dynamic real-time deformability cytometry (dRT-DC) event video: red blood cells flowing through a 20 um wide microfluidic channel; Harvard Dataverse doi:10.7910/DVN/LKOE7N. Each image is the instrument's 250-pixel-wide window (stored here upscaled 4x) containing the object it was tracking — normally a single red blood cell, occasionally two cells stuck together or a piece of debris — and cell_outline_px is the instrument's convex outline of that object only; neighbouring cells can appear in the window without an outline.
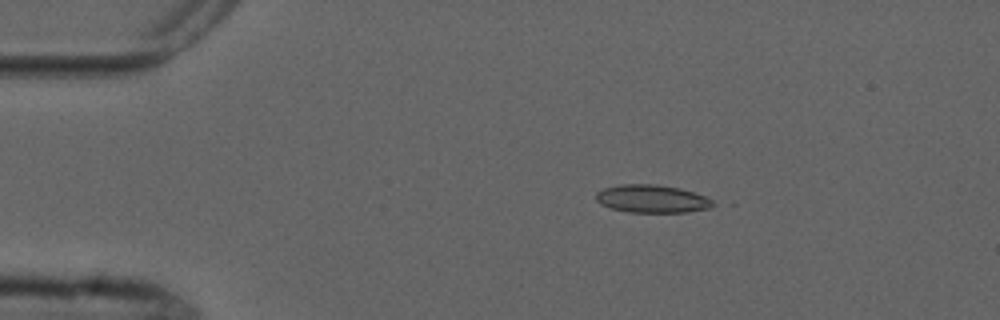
{"species": "common noctule bat (a hibernating species)", "species_latin": "Nyctalus noctula", "temperature_condition": "cold", "stored_images_in_passage": 6, "camera_frame_rate_fps": 3000, "um_per_image_px": 0.085, "animal": {"sex": "male", "forearm_length_mm": 52.5}, "frame": {"image": 1, "passage_image": 3, "time_ms": 3.0, "image_size_px": [1000, 320], "cell_outline_px": [[720, 204], [712, 208], [688, 212], [628, 212], [612, 208], [600, 204], [596, 200], [596, 192], [604, 188], [620, 184], [656, 184], [680, 188], [704, 196]], "centroid_in_image_um": [55.46, 16.9], "position_along_channel_um": 29.5, "area_um2": 19.19}}
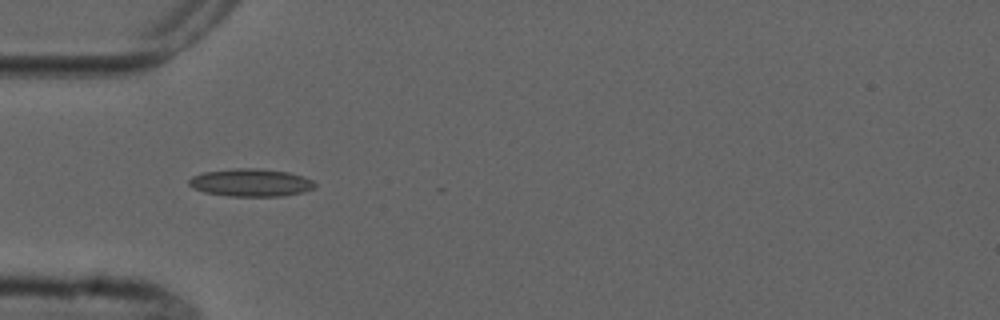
{"frame": {"image": 2, "passage_image": 5, "time_ms": 5.333, "image_size_px": [1000, 320], "cell_outline_px": [[316, 188], [304, 192], [280, 196], [228, 196], [204, 192], [192, 188], [188, 184], [188, 180], [192, 176], [204, 172], [236, 168], [256, 168], [288, 172], [312, 180], [316, 184]], "centroid_in_image_um": [21.3, 15.53], "position_along_channel_um": 63.7, "area_um2": 20.35}}
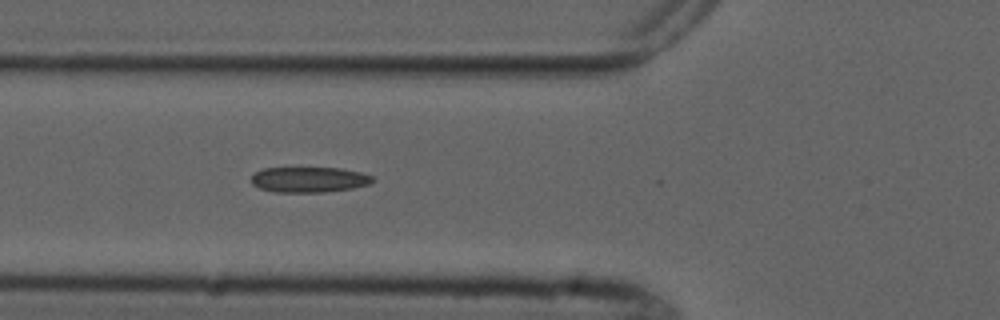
{"frame": {"image": 3, "passage_image": 6, "time_ms": 6.333, "image_size_px": [1000, 320], "cell_outline_px": [[376, 180], [368, 184], [352, 188], [324, 192], [272, 192], [260, 188], [252, 184], [252, 176], [256, 172], [264, 168], [340, 168], [360, 172], [372, 176]], "centroid_in_image_um": [26.27, 15.27], "position_along_channel_um": 99.5, "area_um2": 17.92}}